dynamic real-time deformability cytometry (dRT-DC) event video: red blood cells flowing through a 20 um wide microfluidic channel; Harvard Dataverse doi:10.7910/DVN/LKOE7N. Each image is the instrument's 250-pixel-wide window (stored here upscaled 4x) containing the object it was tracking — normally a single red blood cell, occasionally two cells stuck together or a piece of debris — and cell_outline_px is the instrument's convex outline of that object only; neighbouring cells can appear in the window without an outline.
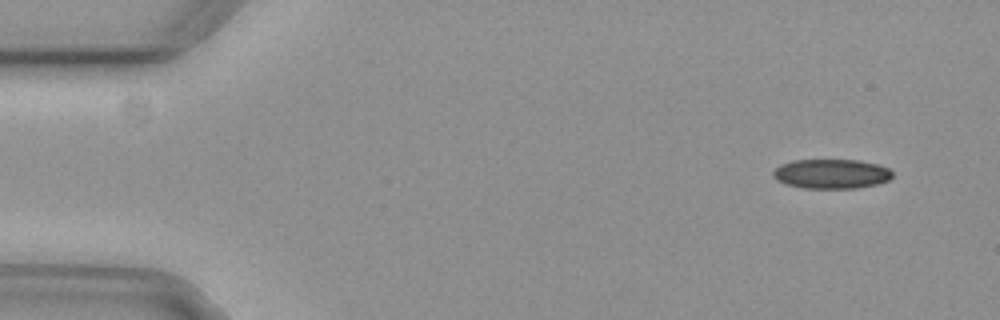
{"species": "common noctule bat (a hibernating species)", "species_latin": "Nyctalus noctula", "temperature_condition": "cold", "stored_images_in_passage": 51, "camera_frame_rate_fps": 3000, "um_per_image_px": 0.085, "animal": {"sex": "female", "body_mass_g": 29.2, "forearm_length_mm": 56.3}, "frame": {"image": 1, "passage_image": 1, "time_ms": 0.0, "image_size_px": [1000, 320], "cell_outline_px": [[892, 176], [888, 180], [880, 184], [856, 188], [804, 188], [784, 184], [776, 180], [772, 176], [772, 172], [780, 164], [792, 160], [860, 160], [876, 164], [888, 168], [892, 172]], "centroid_in_image_um": [70.64, 14.78], "position_along_channel_um": 14.4, "area_um2": 20.69}}
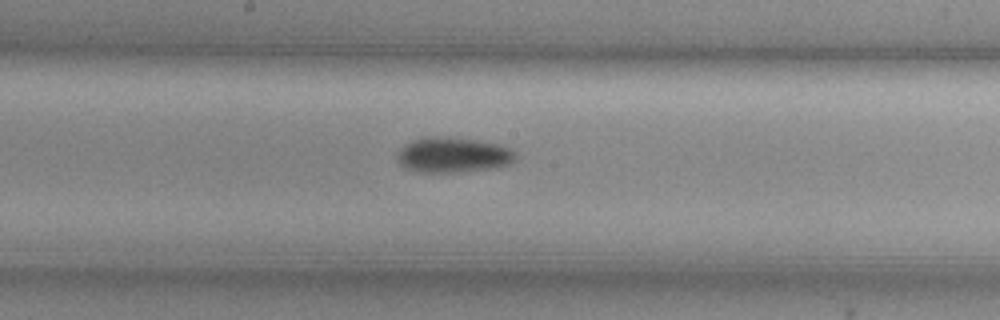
{"frame": {"image": 2, "passage_image": 25, "time_ms": 8.0, "image_size_px": [1000, 320], "cell_outline_px": [[516, 156], [508, 164], [492, 168], [456, 172], [416, 172], [404, 168], [396, 160], [396, 156], [400, 148], [404, 144], [412, 140], [424, 136], [448, 136], [476, 140], [496, 144], [508, 148]], "centroid_in_image_um": [38.39, 13.16], "position_along_channel_um": 209.8, "area_um2": 24.33}}
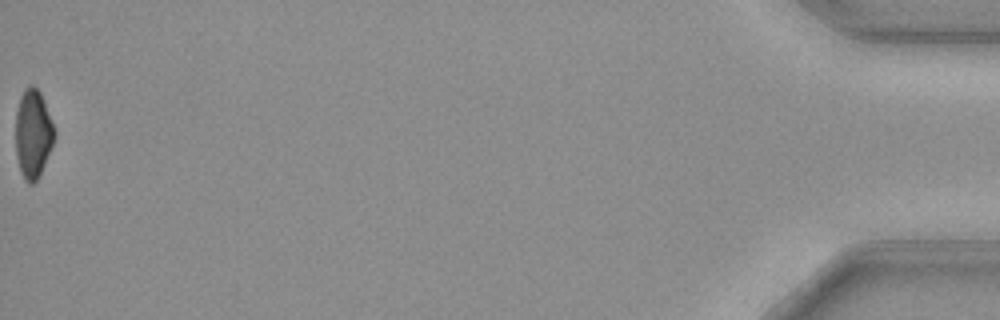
{"frame": {"image": 3, "passage_image": 51, "time_ms": 16.667, "image_size_px": [1000, 320], "cell_outline_px": [[56, 136], [40, 176], [32, 184], [28, 184], [24, 180], [20, 172], [16, 156], [16, 112], [20, 96], [24, 88], [28, 84], [32, 84], [40, 92], [44, 100], [56, 132]], "centroid_in_image_um": [2.81, 11.38], "position_along_channel_um": 432.4, "area_um2": 20.35}, "authors_computed_cell_mechanics": {"area_um2": 22.0218, "velocity_mm_per_s": 3.8273, "shape_relaxation_time_tau1_ms": 4.3764, "shape_relaxation_time_tau2_ms": null, "deformation_change_tau1": 0.1069, "deformation_change_tau2": null}}